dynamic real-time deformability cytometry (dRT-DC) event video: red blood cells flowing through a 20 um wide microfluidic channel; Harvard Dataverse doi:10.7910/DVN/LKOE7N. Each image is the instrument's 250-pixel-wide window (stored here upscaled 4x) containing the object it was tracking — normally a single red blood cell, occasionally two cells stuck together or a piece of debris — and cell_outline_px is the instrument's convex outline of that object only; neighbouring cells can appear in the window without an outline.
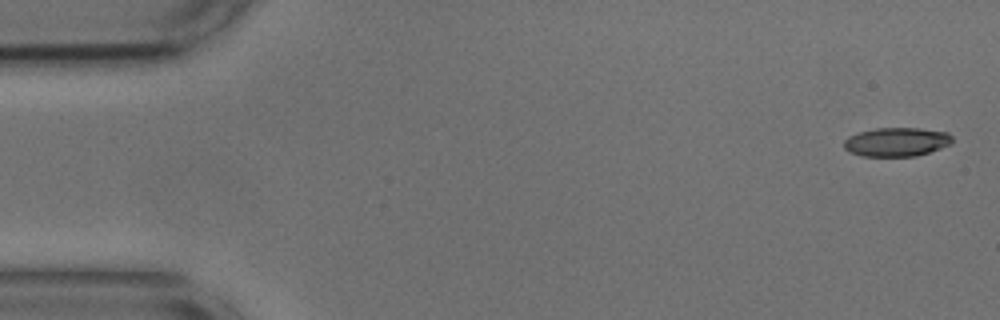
{"species": "common noctule bat (a hibernating species)", "species_latin": "Nyctalus noctula", "temperature_condition": "cold", "stored_images_in_passage": 53, "camera_frame_rate_fps": 3000, "um_per_image_px": 0.085, "animal": {"sex": "male", "body_mass_g": 17.9, "forearm_length_mm": 54.2}, "frame": {"image": 1, "passage_image": 1, "time_ms": 0.0, "image_size_px": [1000, 320], "cell_outline_px": [[952, 144], [916, 156], [864, 156], [852, 152], [844, 148], [844, 140], [848, 136], [860, 132], [876, 128], [920, 128], [948, 132], [952, 136]], "centroid_in_image_um": [76.23, 12.05], "position_along_channel_um": 8.8, "area_um2": 18.15}}
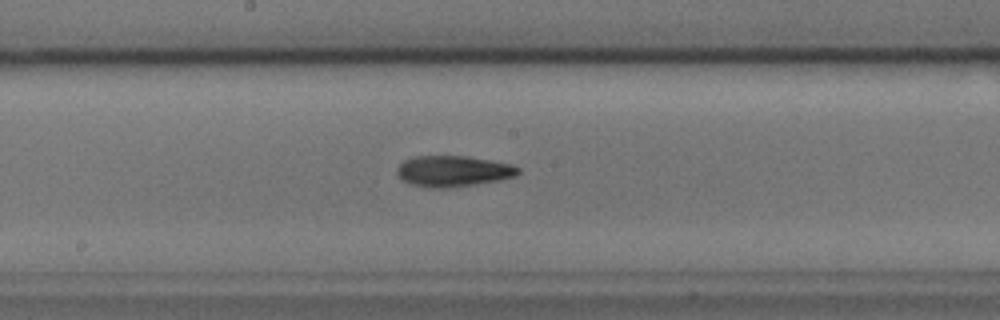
{"frame": {"image": 2, "passage_image": 27, "time_ms": 8.667, "image_size_px": [1000, 320], "cell_outline_px": [[520, 172], [516, 176], [500, 180], [444, 188], [436, 188], [412, 184], [400, 180], [396, 172], [396, 168], [404, 160], [416, 156], [468, 156], [512, 164], [520, 168]], "centroid_in_image_um": [38.51, 14.53], "position_along_channel_um": 209.7, "area_um2": 21.79}}
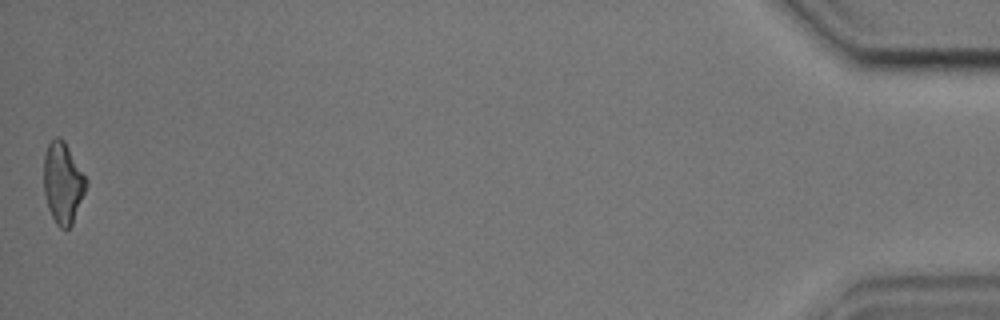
{"frame": {"image": 3, "passage_image": 53, "time_ms": 17.333, "image_size_px": [1000, 320], "cell_outline_px": [[88, 184], [72, 224], [68, 228], [60, 228], [56, 224], [48, 208], [44, 192], [44, 152], [48, 144], [56, 136], [60, 136], [64, 140], [88, 180]], "centroid_in_image_um": [5.34, 15.52], "position_along_channel_um": 429.9, "area_um2": 20.06}, "authors_computed_cell_mechanics": {"area_um2": 20.519, "velocity_mm_per_s": 3.6649, "shape_relaxation_time_tau1_ms": 4.8112, "shape_relaxation_time_tau2_ms": 4.6588, "deformation_change_tau1": 0.1743, "deformation_change_tau2": 0.1385}}